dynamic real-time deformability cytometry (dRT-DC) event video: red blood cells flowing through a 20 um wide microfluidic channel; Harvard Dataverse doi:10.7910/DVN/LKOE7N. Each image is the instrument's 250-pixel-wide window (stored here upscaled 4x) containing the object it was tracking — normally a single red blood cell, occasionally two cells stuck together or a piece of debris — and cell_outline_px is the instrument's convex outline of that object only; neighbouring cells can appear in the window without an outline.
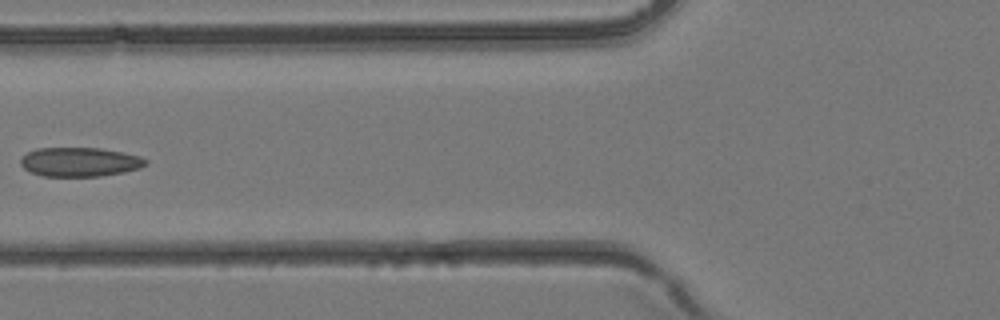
{"species": "common noctule bat (a hibernating species)", "species_latin": "Nyctalus noctula", "temperature_condition": "room temperature", "stored_images_in_passage": 3, "camera_frame_rate_fps": 3000, "um_per_image_px": 0.085, "animal": {"sex": "female", "body_mass_g": 24.6, "forearm_length_mm": 56.2}, "frame": {"image": 1, "passage_image": 3, "time_ms": 0.667, "image_size_px": [1000, 320], "cell_outline_px": [[148, 164], [140, 168], [124, 172], [100, 176], [44, 176], [32, 172], [24, 168], [20, 164], [20, 160], [28, 152], [36, 148], [100, 148], [124, 152], [140, 156], [148, 160]], "centroid_in_image_um": [6.82, 13.76], "position_along_channel_um": 119.0, "area_um2": 21.27}}